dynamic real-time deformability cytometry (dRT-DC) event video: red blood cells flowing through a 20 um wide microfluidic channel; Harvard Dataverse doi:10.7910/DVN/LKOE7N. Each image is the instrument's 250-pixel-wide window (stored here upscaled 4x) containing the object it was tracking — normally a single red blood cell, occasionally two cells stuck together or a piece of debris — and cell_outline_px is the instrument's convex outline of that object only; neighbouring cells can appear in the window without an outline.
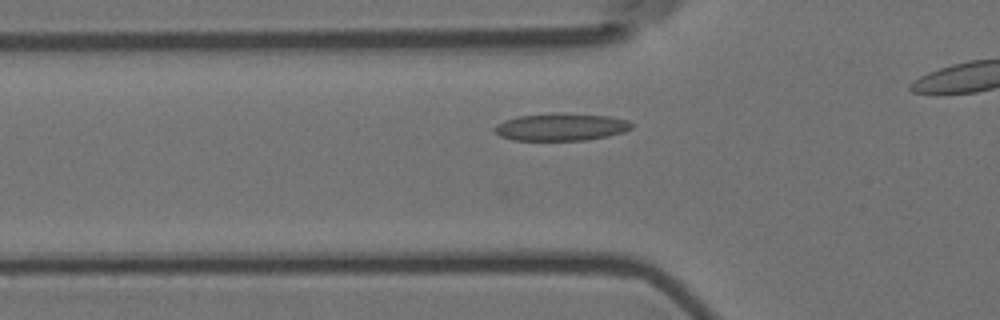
{"species": "Egyptian fruit bat (a non-hibernating species)", "species_latin": "Rousettus aegyptiacus", "temperature_condition": "room temperature", "stored_images_in_passage": 29, "camera_frame_rate_fps": 3000, "um_per_image_px": 0.085, "animal": {"sex": "female"}, "frame": {"image": 1, "passage_image": 2, "time_ms": 0.333, "image_size_px": [1000, 320], "cell_outline_px": [[632, 128], [624, 132], [608, 136], [584, 140], [512, 140], [500, 136], [492, 128], [496, 124], [504, 120], [516, 116], [608, 116], [628, 120], [632, 124]], "centroid_in_image_um": [47.66, 10.85], "position_along_channel_um": 78.1, "area_um2": 20.75}}
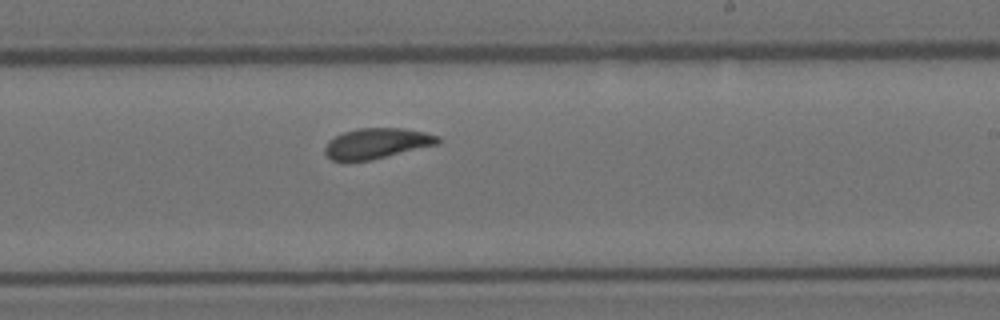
{"frame": {"image": 2, "passage_image": 17, "time_ms": 5.333, "image_size_px": [1000, 320], "cell_outline_px": [[440, 144], [368, 160], [332, 160], [324, 152], [324, 148], [328, 140], [344, 132], [356, 128], [404, 128], [424, 132], [440, 136]], "centroid_in_image_um": [32.05, 12.17], "position_along_channel_um": 257.0, "area_um2": 19.88}}
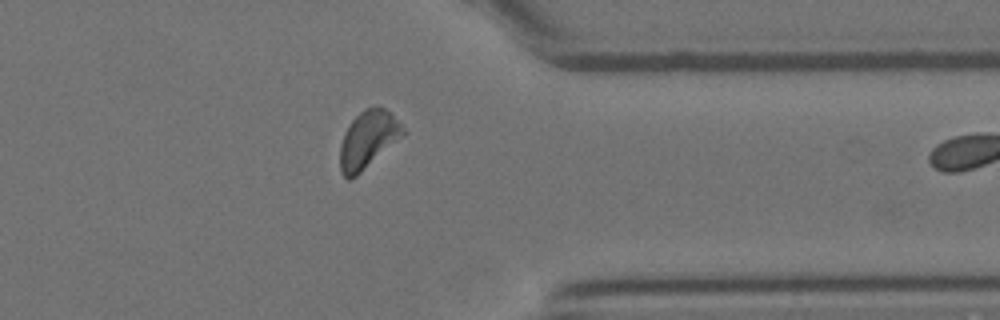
{"frame": {"image": 3, "passage_image": 28, "time_ms": 9.0, "image_size_px": [1000, 320], "cell_outline_px": [[408, 132], [404, 136], [356, 176], [348, 180], [340, 172], [340, 144], [344, 132], [348, 124], [364, 108], [384, 108]], "centroid_in_image_um": [31.26, 11.89], "position_along_channel_um": 380.1, "area_um2": 20.92}}